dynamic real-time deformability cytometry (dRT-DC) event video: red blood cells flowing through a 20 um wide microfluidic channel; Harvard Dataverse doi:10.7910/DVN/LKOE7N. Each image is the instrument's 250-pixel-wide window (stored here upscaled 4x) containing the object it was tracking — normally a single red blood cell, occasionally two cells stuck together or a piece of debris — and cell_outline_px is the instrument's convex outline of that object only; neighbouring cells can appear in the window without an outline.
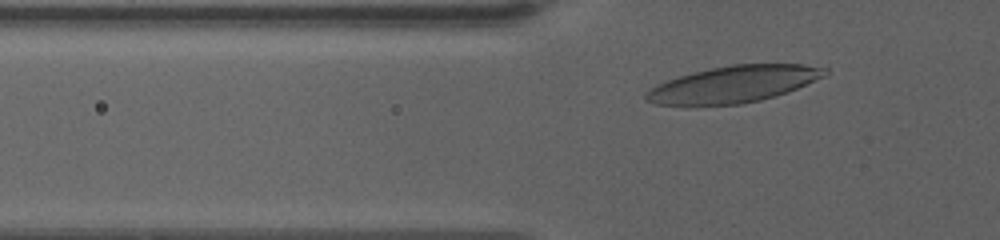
{"species": "human", "species_latin": "Homo sapiens", "temperature_condition": "warm", "stored_images_in_passage": 28, "camera_frame_rate_fps": 3000, "um_per_image_px": 0.085, "donor": {"sex": "female"}, "frame": {"image": 1, "passage_image": 12, "time_ms": 2.667, "image_size_px": [1000, 240], "cell_outline_px": [[828, 72], [824, 76], [796, 88], [776, 96], [760, 100], [740, 104], [656, 104], [644, 100], [644, 96], [656, 84], [692, 72], [732, 64], [804, 64], [828, 68]], "centroid_in_image_um": [62.38, 7.14], "position_along_channel_um": 63.4, "area_um2": 37.57}}
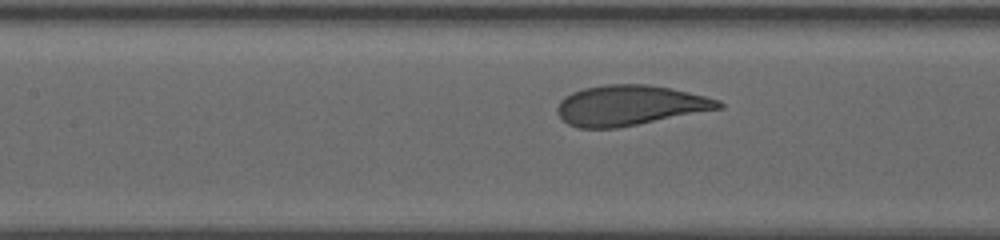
{"frame": {"image": 2, "passage_image": 24, "time_ms": 5.667, "image_size_px": [1000, 240], "cell_outline_px": [[724, 108], [616, 128], [580, 128], [568, 124], [556, 112], [556, 108], [560, 100], [564, 96], [572, 92], [584, 88], [608, 84], [648, 84], [688, 92], [720, 100], [724, 104]], "centroid_in_image_um": [53.52, 8.95], "position_along_channel_um": 153.9, "area_um2": 37.69}}
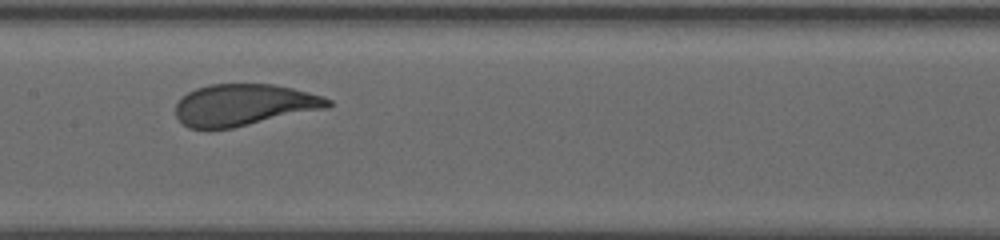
{"frame": {"image": 3, "passage_image": 27, "time_ms": 6.667, "image_size_px": [1000, 240], "cell_outline_px": [[332, 104], [328, 108], [232, 128], [188, 128], [176, 116], [176, 104], [188, 92], [196, 88], [208, 84], [272, 84], [292, 88], [324, 96], [332, 100]], "centroid_in_image_um": [20.77, 8.91], "position_along_channel_um": 186.6, "area_um2": 36.82}}